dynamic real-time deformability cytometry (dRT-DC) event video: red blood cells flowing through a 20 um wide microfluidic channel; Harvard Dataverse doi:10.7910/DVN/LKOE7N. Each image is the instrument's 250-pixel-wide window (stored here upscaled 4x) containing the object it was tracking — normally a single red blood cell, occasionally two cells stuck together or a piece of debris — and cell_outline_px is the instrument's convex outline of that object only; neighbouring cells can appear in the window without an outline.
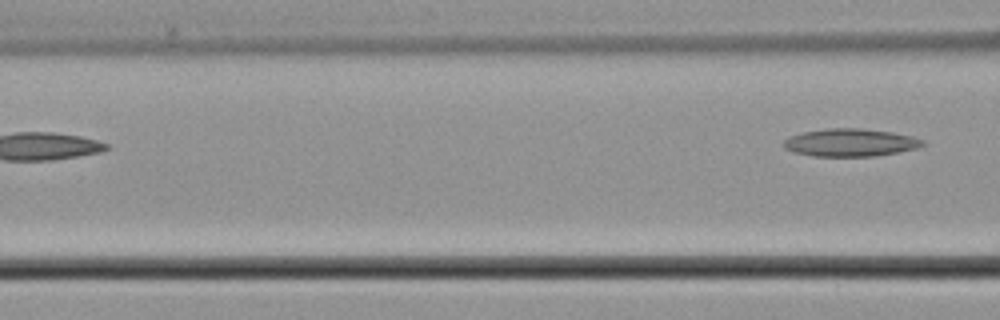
{"species": "common noctule bat (a hibernating species)", "species_latin": "Nyctalus noctula", "temperature_condition": "cold", "stored_images_in_passage": 4, "camera_frame_rate_fps": 3000, "um_per_image_px": 0.085, "animal": {"sex": "male", "body_mass_g": 21.5, "forearm_length_mm": 52.0}, "frame": {"image": 1, "passage_image": 4, "time_ms": 4.0, "image_size_px": [1000, 320], "cell_outline_px": [[924, 144], [916, 148], [896, 152], [872, 156], [812, 156], [796, 152], [784, 148], [784, 140], [788, 136], [804, 132], [828, 128], [860, 128], [892, 132], [912, 136], [924, 140]], "centroid_in_image_um": [72.26, 12.11], "position_along_channel_um": 94.3, "area_um2": 22.25}}